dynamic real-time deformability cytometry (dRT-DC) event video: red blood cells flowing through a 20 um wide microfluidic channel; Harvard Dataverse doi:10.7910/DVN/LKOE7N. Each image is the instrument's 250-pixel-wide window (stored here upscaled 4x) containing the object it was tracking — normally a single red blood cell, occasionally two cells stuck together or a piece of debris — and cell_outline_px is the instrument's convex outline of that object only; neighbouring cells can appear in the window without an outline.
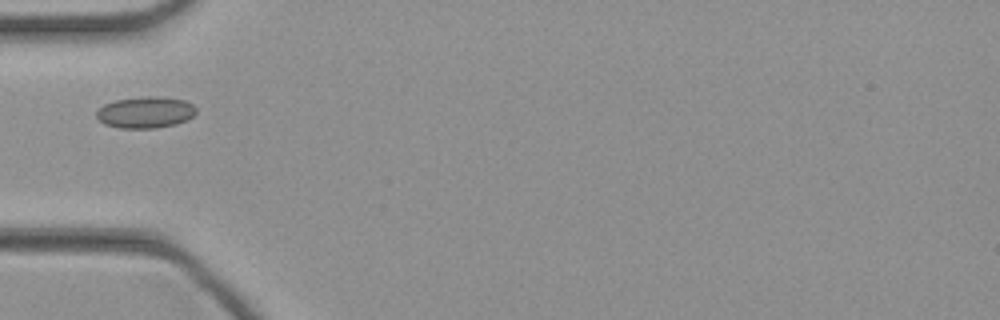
{"species": "common noctule bat (a hibernating species)", "species_latin": "Nyctalus noctula", "temperature_condition": "cold", "stored_images_in_passage": 32, "camera_frame_rate_fps": 3000, "um_per_image_px": 0.085, "animal": {"sex": "female", "body_mass_g": 21.9}, "frame": {"image": 1, "passage_image": 1, "time_ms": 0.0, "image_size_px": [1000, 320], "cell_outline_px": [[196, 112], [188, 120], [176, 124], [156, 128], [120, 128], [104, 124], [96, 116], [96, 112], [104, 104], [116, 100], [144, 96], [156, 96], [184, 100], [192, 104], [196, 108]], "centroid_in_image_um": [12.37, 9.55], "position_along_channel_um": 72.6, "area_um2": 18.26}}
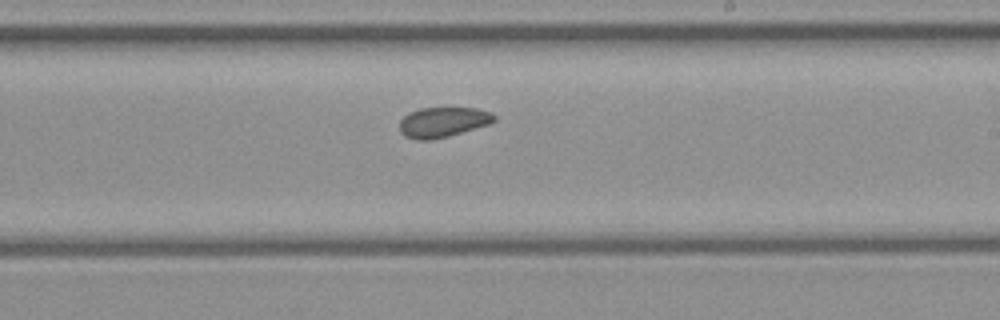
{"frame": {"image": 2, "passage_image": 13, "time_ms": 4.0, "image_size_px": [1000, 320], "cell_outline_px": [[496, 120], [488, 124], [448, 136], [432, 140], [416, 140], [404, 136], [400, 132], [400, 120], [408, 112], [420, 108], [476, 108], [492, 112], [496, 116]], "centroid_in_image_um": [37.62, 10.38], "position_along_channel_um": 251.4, "area_um2": 16.65}}
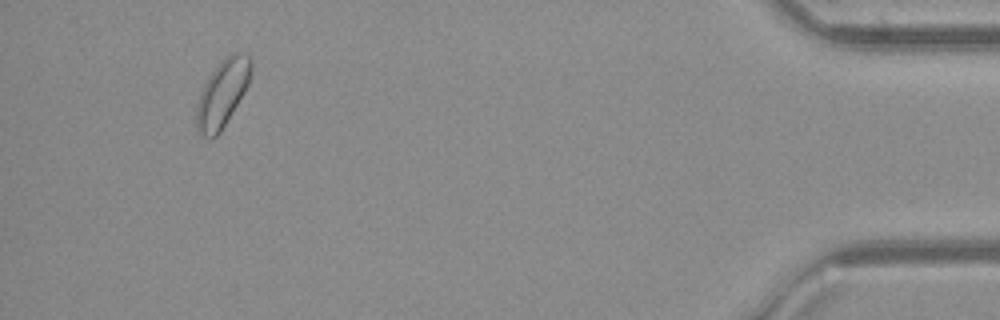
{"frame": {"image": 3, "passage_image": 29, "time_ms": 9.333, "image_size_px": [1000, 320], "cell_outline_px": [[252, 72], [248, 84], [244, 92], [220, 132], [216, 136], [208, 140], [196, 132], [196, 108], [200, 92], [208, 76], [220, 60], [228, 52], [240, 52], [248, 56], [252, 60]], "centroid_in_image_um": [18.88, 7.92], "position_along_channel_um": 416.3, "area_um2": 21.68}}